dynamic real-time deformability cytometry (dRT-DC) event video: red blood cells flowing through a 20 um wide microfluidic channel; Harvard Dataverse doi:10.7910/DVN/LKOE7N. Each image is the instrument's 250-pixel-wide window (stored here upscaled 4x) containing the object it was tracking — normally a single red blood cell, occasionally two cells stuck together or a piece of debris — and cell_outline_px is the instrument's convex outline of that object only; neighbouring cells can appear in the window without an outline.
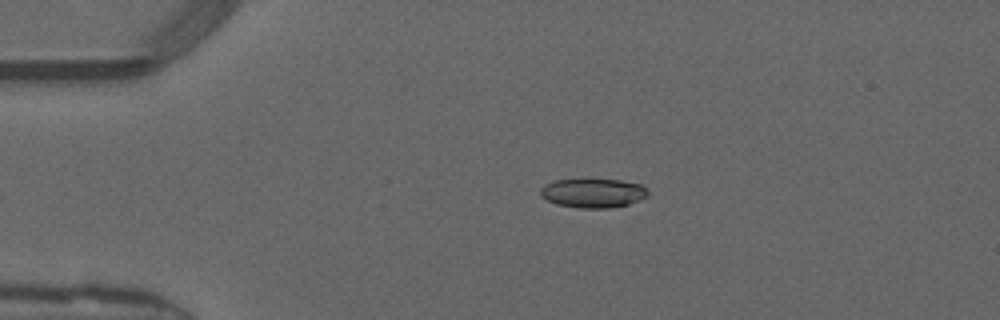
{"species": "common noctule bat (a hibernating species)", "species_latin": "Nyctalus noctula", "temperature_condition": "warm", "stored_images_in_passage": 41, "camera_frame_rate_fps": 3000, "um_per_image_px": 0.085, "animal": {"sex": "male", "forearm_length_mm": 52.5}, "frame": {"image": 1, "passage_image": 2, "time_ms": 0.333, "image_size_px": [1000, 320], "cell_outline_px": [[648, 196], [628, 204], [608, 208], [580, 208], [556, 204], [540, 196], [540, 188], [544, 184], [556, 180], [620, 180], [640, 184], [648, 192]], "centroid_in_image_um": [50.38, 16.41], "position_along_channel_um": 34.6, "area_um2": 18.03}}
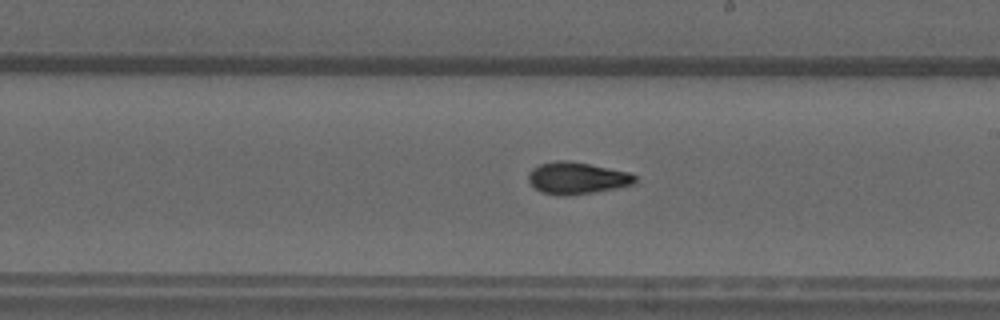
{"frame": {"image": 2, "passage_image": 20, "time_ms": 6.333, "image_size_px": [1000, 320], "cell_outline_px": [[636, 184], [616, 188], [568, 196], [556, 196], [540, 192], [528, 180], [528, 172], [532, 168], [540, 164], [556, 160], [564, 160], [588, 164], [628, 172], [636, 176]], "centroid_in_image_um": [49.01, 15.15], "position_along_channel_um": 240.0, "area_um2": 19.83}}
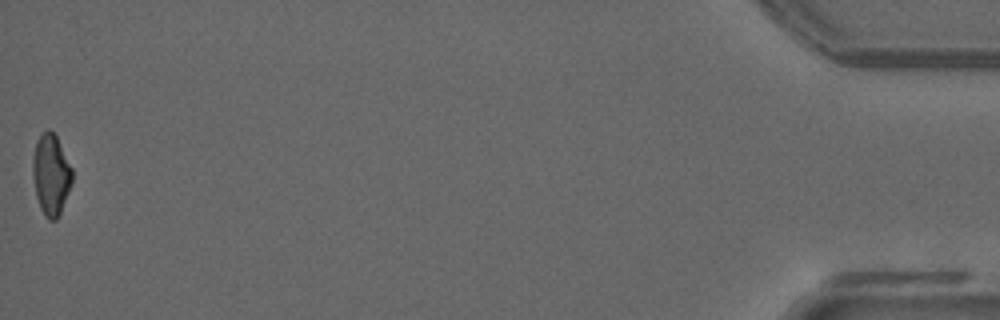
{"frame": {"image": 3, "passage_image": 41, "time_ms": 13.333, "image_size_px": [1000, 320], "cell_outline_px": [[72, 180], [68, 192], [60, 212], [56, 220], [48, 220], [44, 216], [40, 208], [36, 196], [32, 176], [32, 160], [36, 140], [48, 128], [56, 136], [72, 168]], "centroid_in_image_um": [4.31, 14.85], "position_along_channel_um": 430.9, "area_um2": 18.5}, "authors_computed_cell_mechanics": {"area_um2": 19.074, "velocity_mm_per_s": 4.1539, "shape_relaxation_time_tau1_ms": 10.0295, "shape_relaxation_time_tau2_ms": 1.8423, "deformation_change_tau1": 0.2843, "deformation_change_tau2": 0.0883}}